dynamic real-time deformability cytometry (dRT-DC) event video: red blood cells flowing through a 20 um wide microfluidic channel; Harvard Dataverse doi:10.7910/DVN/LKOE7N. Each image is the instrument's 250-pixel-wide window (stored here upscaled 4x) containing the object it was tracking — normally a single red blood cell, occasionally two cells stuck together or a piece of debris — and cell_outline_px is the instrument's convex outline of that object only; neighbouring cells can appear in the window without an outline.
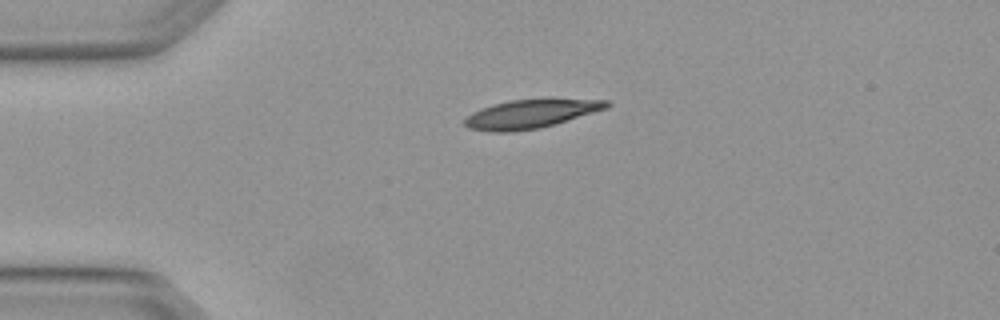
{"species": "Egyptian fruit bat (a non-hibernating species)", "species_latin": "Rousettus aegyptiacus", "temperature_condition": "warm", "stored_images_in_passage": 4, "camera_frame_rate_fps": 3000, "um_per_image_px": 0.085, "animal": {"sex": "female"}, "frame": {"image": 1, "passage_image": 1, "time_ms": 0.0, "image_size_px": [1000, 320], "cell_outline_px": [[612, 104], [608, 108], [556, 124], [540, 128], [512, 132], [492, 132], [468, 128], [464, 124], [464, 120], [472, 112], [480, 108], [492, 104], [508, 100], [544, 96], [552, 96], [608, 100]], "centroid_in_image_um": [45.2, 9.62], "position_along_channel_um": 39.8, "area_um2": 25.09}}
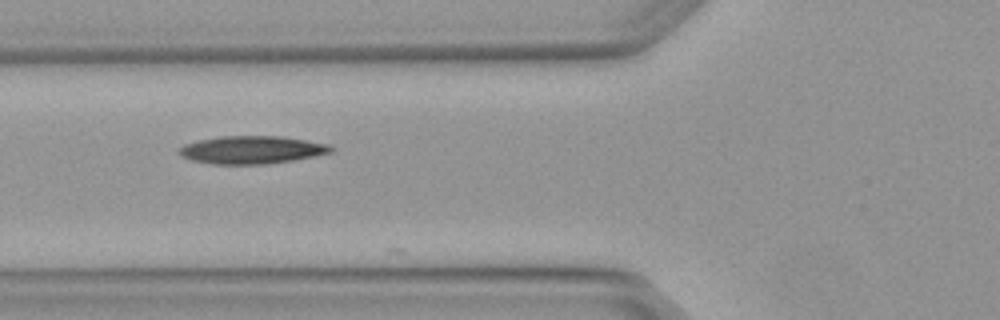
{"frame": {"image": 2, "passage_image": 3, "time_ms": 0.667, "image_size_px": [1000, 320], "cell_outline_px": [[336, 148], [332, 152], [292, 160], [264, 164], [212, 164], [192, 160], [176, 152], [176, 148], [184, 144], [200, 140], [220, 136], [280, 136], [328, 144]], "centroid_in_image_um": [21.37, 12.73], "position_along_channel_um": 104.4, "area_um2": 24.51}}